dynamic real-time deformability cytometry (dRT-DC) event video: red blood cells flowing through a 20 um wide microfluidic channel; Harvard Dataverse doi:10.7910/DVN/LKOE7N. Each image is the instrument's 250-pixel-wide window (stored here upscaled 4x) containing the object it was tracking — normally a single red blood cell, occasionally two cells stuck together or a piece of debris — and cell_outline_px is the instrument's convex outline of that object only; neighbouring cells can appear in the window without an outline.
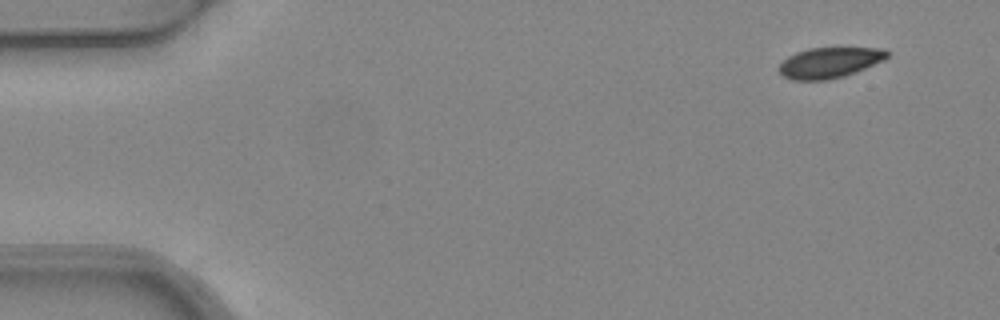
{"species": "common noctule bat (a hibernating species)", "species_latin": "Nyctalus noctula", "temperature_condition": "warm", "stored_images_in_passage": 4, "camera_frame_rate_fps": 3000, "um_per_image_px": 0.085, "animal": {"sex": "female", "body_mass_g": 24.6, "forearm_length_mm": 56.2}, "frame": {"image": 1, "passage_image": 1, "time_ms": 0.0, "image_size_px": [1000, 320], "cell_outline_px": [[888, 56], [884, 60], [844, 76], [828, 80], [792, 80], [784, 76], [780, 72], [780, 64], [788, 56], [796, 52], [808, 48], [884, 48], [888, 52]], "centroid_in_image_um": [70.5, 5.32], "position_along_channel_um": 14.5, "area_um2": 19.07}}
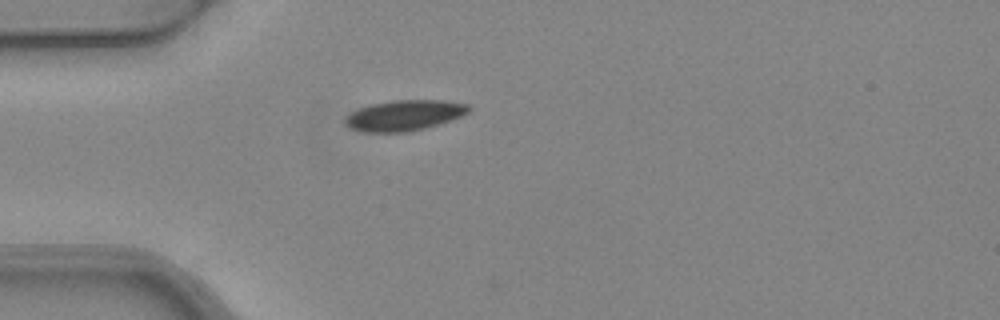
{"frame": {"image": 2, "passage_image": 4, "time_ms": 1.0, "image_size_px": [1000, 320], "cell_outline_px": [[472, 108], [468, 112], [460, 116], [424, 128], [408, 132], [364, 132], [348, 128], [344, 124], [344, 116], [360, 108], [372, 104], [392, 100], [444, 100], [468, 104]], "centroid_in_image_um": [34.32, 9.8], "position_along_channel_um": 50.7, "area_um2": 21.96}}